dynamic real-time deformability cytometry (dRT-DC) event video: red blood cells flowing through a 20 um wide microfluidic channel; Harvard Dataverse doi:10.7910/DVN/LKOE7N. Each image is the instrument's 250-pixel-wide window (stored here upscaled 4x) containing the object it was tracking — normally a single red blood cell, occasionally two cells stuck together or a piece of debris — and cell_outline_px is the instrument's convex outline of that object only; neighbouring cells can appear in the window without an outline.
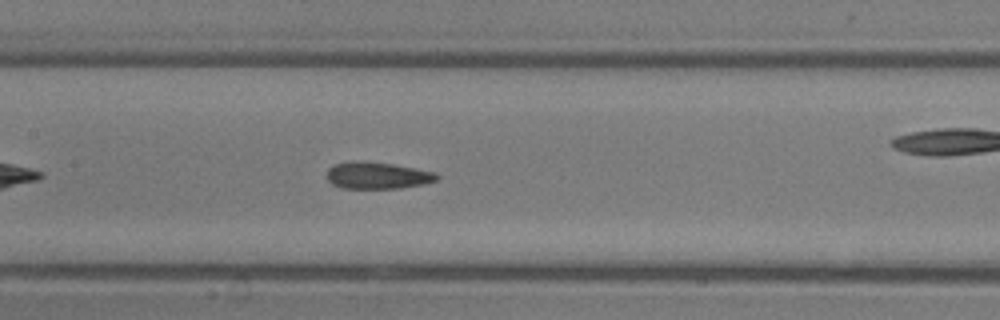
{"species": "common noctule bat (a hibernating species)", "species_latin": "Nyctalus noctula", "temperature_condition": "room temperature", "stored_images_in_passage": 29, "camera_frame_rate_fps": 3000, "um_per_image_px": 0.085, "animal": {"sex": "male", "body_mass_g": 13.3}, "frame": {"image": 1, "passage_image": 9, "time_ms": 2.667, "image_size_px": [1000, 320], "cell_outline_px": [[440, 176], [436, 180], [424, 184], [400, 188], [344, 188], [332, 184], [328, 180], [328, 168], [336, 164], [352, 160], [364, 160], [392, 164], [436, 172]], "centroid_in_image_um": [32.09, 14.9], "position_along_channel_um": 175.3, "area_um2": 17.22}}
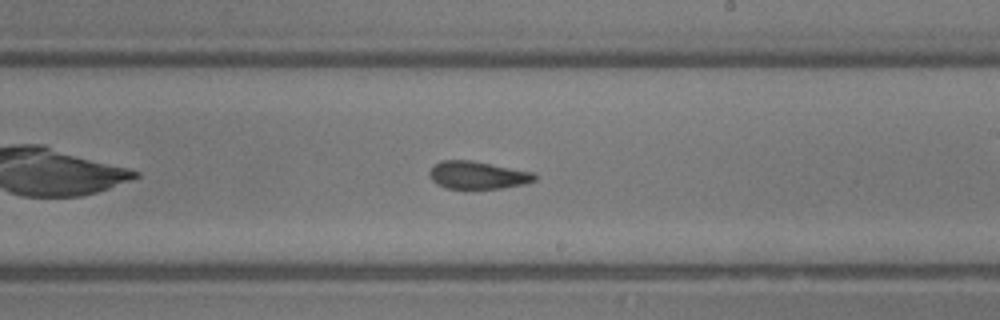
{"frame": {"image": 2, "passage_image": 13, "time_ms": 4.0, "image_size_px": [1000, 320], "cell_outline_px": [[536, 180], [524, 184], [500, 188], [444, 188], [436, 184], [432, 180], [428, 172], [440, 160], [472, 160], [532, 172], [536, 176]], "centroid_in_image_um": [40.57, 14.88], "position_along_channel_um": 248.4, "area_um2": 16.82}}